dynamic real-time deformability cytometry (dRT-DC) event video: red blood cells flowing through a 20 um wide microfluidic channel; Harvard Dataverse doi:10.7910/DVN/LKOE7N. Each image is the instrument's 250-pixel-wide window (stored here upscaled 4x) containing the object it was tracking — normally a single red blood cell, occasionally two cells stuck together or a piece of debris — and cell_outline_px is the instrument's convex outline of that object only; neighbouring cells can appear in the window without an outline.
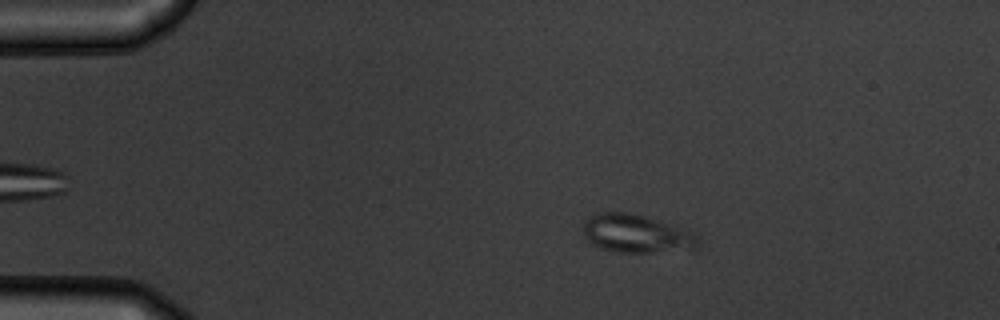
{"species": "common noctule bat (a hibernating species)", "species_latin": "Nyctalus noctula", "temperature_condition": "warm", "stored_images_in_passage": 54, "camera_frame_rate_fps": 3000, "um_per_image_px": 0.085, "animal": {"sex": "male", "body_mass_g": 19.5, "forearm_length_mm": 54.6}, "frame": {"image": 1, "passage_image": 10, "time_ms": 3.0, "image_size_px": [1000, 320], "cell_outline_px": [[700, 244], [696, 252], [620, 252], [600, 248], [592, 244], [584, 236], [584, 220], [588, 216], [596, 212], [628, 212], [644, 216], [656, 220], [696, 236], [700, 240]], "centroid_in_image_um": [54.09, 19.9], "position_along_channel_um": 30.9, "area_um2": 25.66}}
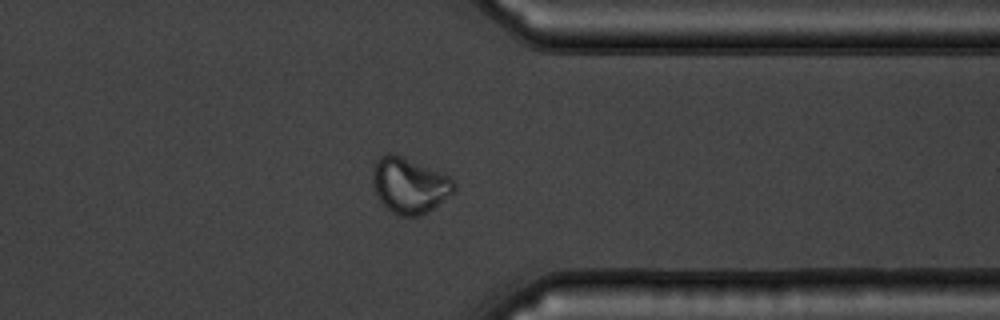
{"frame": {"image": 2, "passage_image": 43, "time_ms": 14.0, "image_size_px": [1000, 320], "cell_outline_px": [[456, 188], [452, 192], [432, 208], [420, 216], [400, 216], [392, 212], [376, 196], [372, 184], [372, 172], [376, 160], [380, 156], [388, 152], [400, 156], [440, 172], [448, 176], [456, 184]], "centroid_in_image_um": [34.75, 15.76], "position_along_channel_um": 376.6, "area_um2": 25.95}}
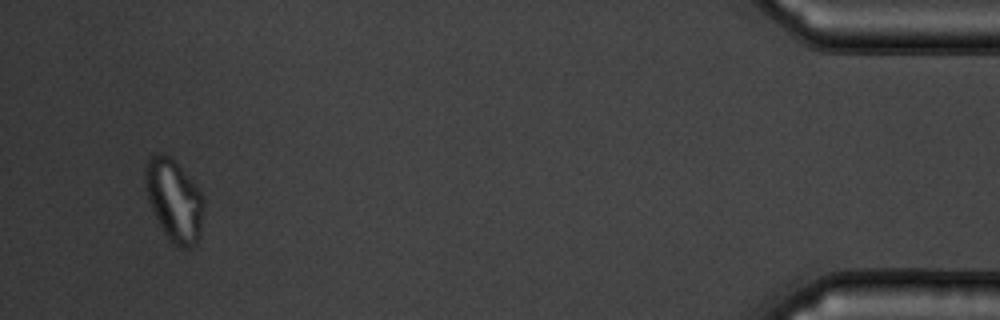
{"frame": {"image": 3, "passage_image": 52, "time_ms": 17.0, "image_size_px": [1000, 320], "cell_outline_px": [[204, 200], [200, 236], [196, 244], [188, 248], [180, 248], [164, 232], [148, 200], [144, 180], [144, 168], [148, 160], [156, 152], [164, 152], [176, 160], [196, 184], [204, 196]], "centroid_in_image_um": [14.82, 16.95], "position_along_channel_um": 420.4, "area_um2": 28.09}, "authors_computed_cell_mechanics": {"area_um2": 25.5765, "velocity_mm_per_s": 3.7178, "shape_relaxation_time_tau1_ms": 3.9703, "shape_relaxation_time_tau2_ms": null, "deformation_change_tau1": 0.1232, "deformation_change_tau2": null}}